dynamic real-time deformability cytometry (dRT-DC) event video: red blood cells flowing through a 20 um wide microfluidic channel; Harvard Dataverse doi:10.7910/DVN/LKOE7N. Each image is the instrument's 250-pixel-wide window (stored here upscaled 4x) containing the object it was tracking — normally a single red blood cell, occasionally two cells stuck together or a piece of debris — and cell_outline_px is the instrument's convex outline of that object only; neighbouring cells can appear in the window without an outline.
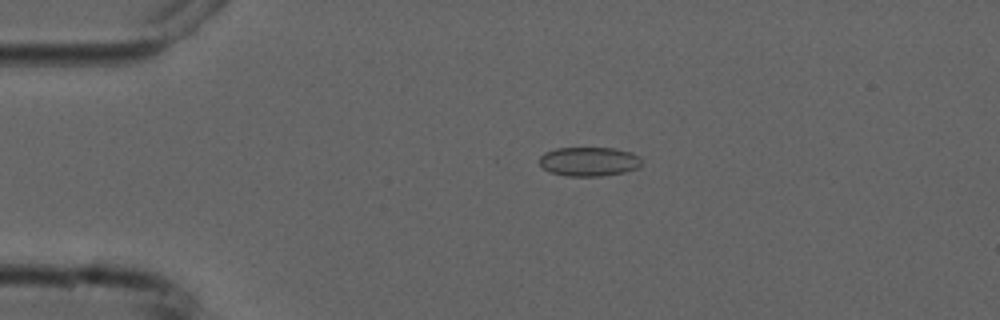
{"species": "common noctule bat (a hibernating species)", "species_latin": "Nyctalus noctula", "temperature_condition": "cold", "stored_images_in_passage": 5, "camera_frame_rate_fps": 3000, "um_per_image_px": 0.085, "animal": {"sex": "male", "forearm_length_mm": 52.5}, "frame": {"image": 1, "passage_image": 3, "time_ms": 3.333, "image_size_px": [1000, 320], "cell_outline_px": [[640, 168], [624, 172], [604, 176], [568, 176], [552, 172], [544, 168], [540, 164], [540, 156], [544, 152], [556, 148], [612, 148], [632, 152], [640, 156]], "centroid_in_image_um": [50.09, 13.73], "position_along_channel_um": 34.9, "area_um2": 17.4}}
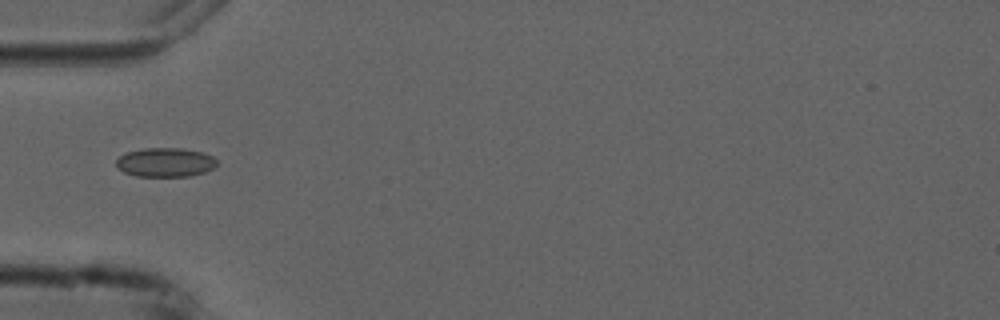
{"frame": {"image": 2, "passage_image": 5, "time_ms": 5.333, "image_size_px": [1000, 320], "cell_outline_px": [[216, 164], [212, 168], [204, 172], [188, 176], [136, 176], [124, 172], [116, 168], [116, 160], [124, 152], [144, 148], [184, 148], [200, 152], [212, 156], [216, 160]], "centroid_in_image_um": [13.99, 13.79], "position_along_channel_um": 71.0, "area_um2": 17.05}}